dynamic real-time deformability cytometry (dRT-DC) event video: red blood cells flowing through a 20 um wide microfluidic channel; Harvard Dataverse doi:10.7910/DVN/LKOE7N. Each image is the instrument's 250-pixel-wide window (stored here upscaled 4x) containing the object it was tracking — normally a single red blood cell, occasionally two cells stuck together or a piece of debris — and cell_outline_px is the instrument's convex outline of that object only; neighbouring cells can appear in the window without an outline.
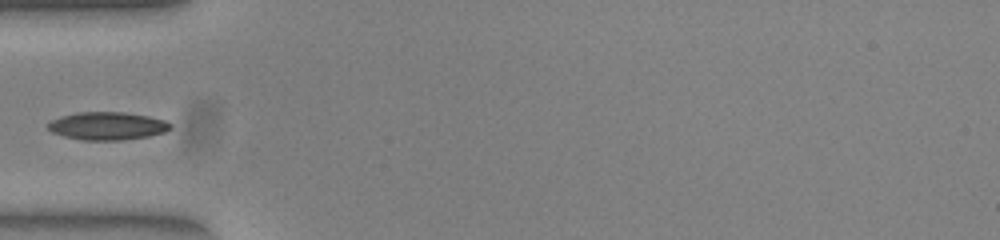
{"species": "common noctule bat (a hibernating species)", "species_latin": "Nyctalus noctula", "temperature_condition": "warm", "stored_images_in_passage": 11, "camera_frame_rate_fps": 3000, "um_per_image_px": 0.085, "animal": {"sex": "female", "body_mass_g": 23.0, "forearm_length_mm": 53.4}, "frame": {"image": 1, "passage_image": 1, "time_ms": 0.0, "image_size_px": [1000, 240], "cell_outline_px": [[172, 128], [164, 132], [148, 136], [120, 140], [80, 140], [64, 136], [52, 132], [48, 128], [48, 124], [52, 120], [64, 116], [80, 112], [124, 112], [148, 116], [164, 120], [172, 124]], "centroid_in_image_um": [9.15, 10.71], "position_along_channel_um": 75.8, "area_um2": 19.71}}